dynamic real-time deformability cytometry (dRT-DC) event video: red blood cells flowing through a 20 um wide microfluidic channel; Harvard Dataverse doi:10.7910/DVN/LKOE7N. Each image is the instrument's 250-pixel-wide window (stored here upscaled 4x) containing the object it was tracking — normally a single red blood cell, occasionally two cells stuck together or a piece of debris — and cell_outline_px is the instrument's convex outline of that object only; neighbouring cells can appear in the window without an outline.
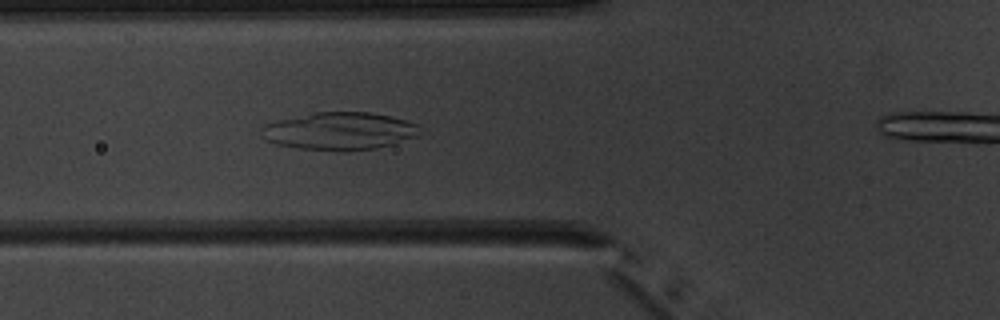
{"species": "common noctule bat (a hibernating species)", "species_latin": "Nyctalus noctula", "temperature_condition": "warm", "stored_images_in_passage": 7, "camera_frame_rate_fps": 3000, "um_per_image_px": 0.085, "animal": {"sex": "male", "body_mass_g": 20.1, "forearm_length_mm": 53.5}, "frame": {"image": 1, "passage_image": 6, "time_ms": 5.667, "image_size_px": [1000, 320], "cell_outline_px": [[424, 132], [416, 136], [392, 144], [376, 148], [348, 152], [344, 152], [300, 148], [276, 144], [268, 140], [264, 136], [260, 128], [264, 124], [280, 120], [316, 112], [368, 112], [392, 116], [420, 124]], "centroid_in_image_um": [28.94, 11.15], "position_along_channel_um": 96.9, "area_um2": 34.91}}